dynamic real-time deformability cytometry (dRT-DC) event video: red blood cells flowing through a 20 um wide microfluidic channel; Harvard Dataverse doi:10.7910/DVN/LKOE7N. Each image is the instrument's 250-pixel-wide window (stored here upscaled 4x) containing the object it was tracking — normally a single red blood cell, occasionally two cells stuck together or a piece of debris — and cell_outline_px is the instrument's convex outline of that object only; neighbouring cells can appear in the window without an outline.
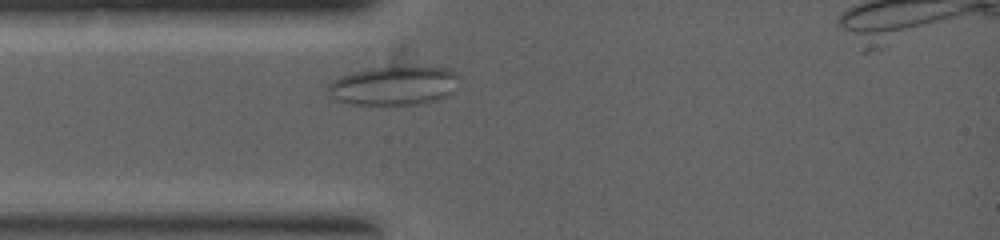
{"species": "common noctule bat (a hibernating species)", "species_latin": "Nyctalus noctula", "temperature_condition": "warm", "stored_images_in_passage": 1, "camera_frame_rate_fps": 5000, "um_per_image_px": 0.085, "animal": {"sex": "female", "body_mass_g": 19.0, "forearm_length_mm": 53.3}, "frame": {"image": 1, "passage_image": 1, "time_ms": 0.0, "image_size_px": [1000, 240], "cell_outline_px": [[456, 76], [452, 92], [448, 96], [436, 100], [416, 104], [348, 104], [336, 100], [328, 92], [328, 84], [332, 80], [340, 76], [352, 72], [368, 68], [392, 64], [412, 64], [444, 68], [456, 72]], "centroid_in_image_um": [33.44, 7.22], "position_along_channel_um": 51.6, "area_um2": 30.46}}